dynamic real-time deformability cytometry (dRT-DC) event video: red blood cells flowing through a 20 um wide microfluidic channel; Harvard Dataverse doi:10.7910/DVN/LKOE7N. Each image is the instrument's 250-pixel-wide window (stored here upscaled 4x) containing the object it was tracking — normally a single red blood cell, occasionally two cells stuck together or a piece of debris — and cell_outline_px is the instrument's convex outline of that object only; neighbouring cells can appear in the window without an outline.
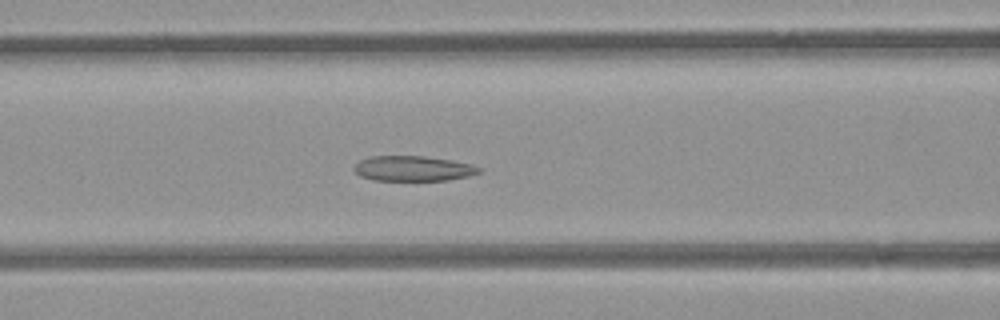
{"species": "common noctule bat (a hibernating species)", "species_latin": "Nyctalus noctula", "temperature_condition": "room temperature", "stored_images_in_passage": 50, "camera_frame_rate_fps": 3000, "um_per_image_px": 0.085, "animal": {"sex": "female", "body_mass_g": 21.9}, "frame": {"image": 1, "passage_image": 19, "time_ms": 6.0, "image_size_px": [1000, 320], "cell_outline_px": [[484, 168], [480, 172], [468, 176], [448, 180], [372, 180], [360, 176], [352, 168], [360, 160], [372, 156], [424, 156], [452, 160], [472, 164]], "centroid_in_image_um": [35.14, 14.32], "position_along_channel_um": 131.5, "area_um2": 18.38}}
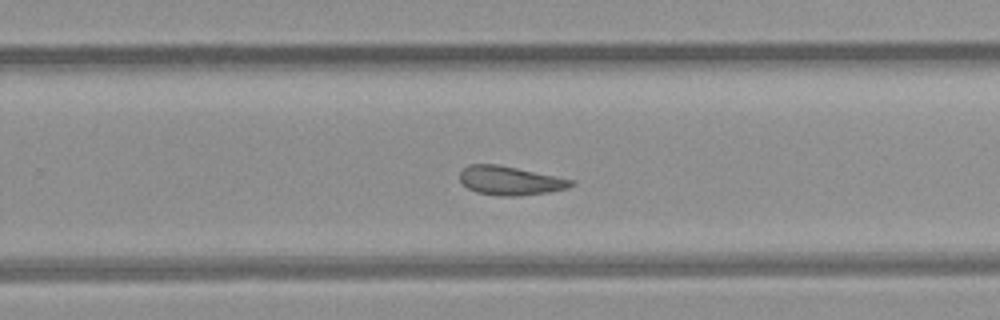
{"frame": {"image": 2, "passage_image": 31, "time_ms": 10.0, "image_size_px": [1000, 320], "cell_outline_px": [[576, 184], [568, 188], [548, 192], [520, 196], [500, 196], [476, 192], [468, 188], [460, 180], [460, 172], [468, 164], [496, 164], [576, 180]], "centroid_in_image_um": [43.39, 15.36], "position_along_channel_um": 286.4, "area_um2": 18.73}}
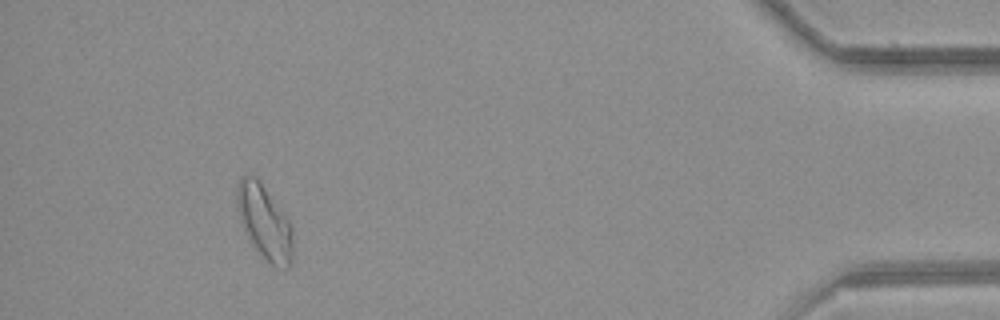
{"frame": {"image": 3, "passage_image": 46, "time_ms": 15.0, "image_size_px": [1000, 320], "cell_outline_px": [[292, 264], [288, 268], [284, 268], [272, 264], [248, 240], [240, 220], [236, 200], [236, 188], [240, 176], [256, 176], [284, 212], [292, 224]], "centroid_in_image_um": [22.48, 18.85], "position_along_channel_um": 412.7, "area_um2": 24.1}, "authors_computed_cell_mechanics": {"area_um2": 20.8369, "velocity_mm_per_s": 3.8791, "shape_relaxation_time_tau1_ms": null, "shape_relaxation_time_tau2_ms": 2.4157, "deformation_change_tau1": null, "deformation_change_tau2": 0.0956}}